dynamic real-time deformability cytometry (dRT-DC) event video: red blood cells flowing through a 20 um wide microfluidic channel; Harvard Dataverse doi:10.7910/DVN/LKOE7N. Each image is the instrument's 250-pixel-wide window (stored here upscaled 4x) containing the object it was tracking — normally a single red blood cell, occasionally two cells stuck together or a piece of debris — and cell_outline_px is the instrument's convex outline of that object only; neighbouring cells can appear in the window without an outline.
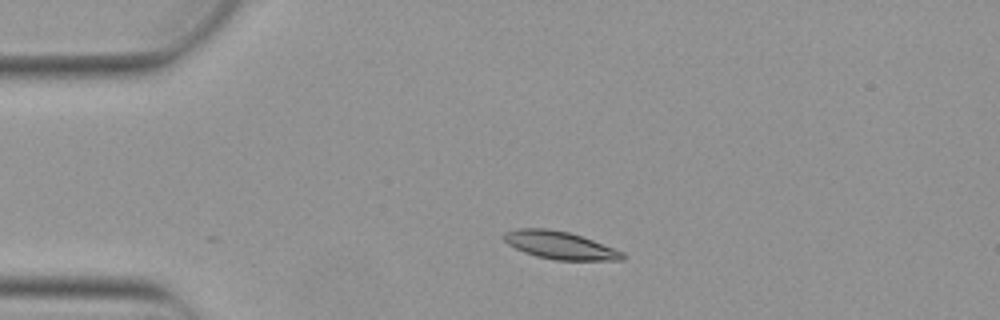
{"species": "Egyptian fruit bat (a non-hibernating species)", "species_latin": "Rousettus aegyptiacus", "temperature_condition": "warm", "stored_images_in_passage": 3, "camera_frame_rate_fps": 3000, "um_per_image_px": 0.085, "animal": {"sex": "female"}, "frame": {"image": 1, "passage_image": 2, "time_ms": 0.333, "image_size_px": [1000, 320], "cell_outline_px": [[624, 260], [552, 260], [536, 256], [524, 252], [508, 244], [500, 236], [504, 232], [516, 228], [548, 228], [568, 232], [592, 240], [624, 252]], "centroid_in_image_um": [47.54, 20.84], "position_along_channel_um": 37.5, "area_um2": 19.19}}